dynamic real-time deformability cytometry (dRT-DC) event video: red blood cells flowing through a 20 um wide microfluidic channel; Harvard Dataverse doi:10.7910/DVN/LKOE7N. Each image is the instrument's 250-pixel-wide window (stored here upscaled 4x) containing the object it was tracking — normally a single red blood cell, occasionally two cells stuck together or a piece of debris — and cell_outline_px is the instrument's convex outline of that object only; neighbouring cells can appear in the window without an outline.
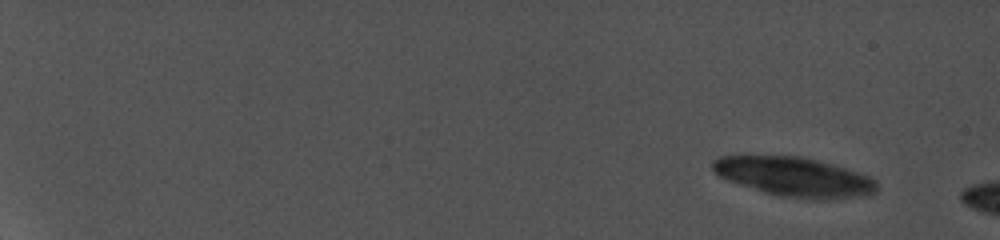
{"species": "common noctule bat (a hibernating species)", "species_latin": "Nyctalus noctula", "temperature_condition": "cold", "stored_images_in_passage": 3, "camera_frame_rate_fps": 5000, "um_per_image_px": 0.085, "animal": {"sex": "female", "body_mass_g": 19.0, "forearm_length_mm": 56.7}, "frame": {"image": 1, "passage_image": 1, "time_ms": 0.0, "image_size_px": [1000, 240], "cell_outline_px": [[876, 188], [872, 192], [844, 196], [788, 196], [768, 192], [728, 180], [716, 172], [712, 168], [712, 164], [716, 160], [724, 156], [796, 156], [812, 160], [840, 168], [864, 176], [872, 180]], "centroid_in_image_um": [67.33, 14.97], "position_along_channel_um": 17.7, "area_um2": 34.16}}